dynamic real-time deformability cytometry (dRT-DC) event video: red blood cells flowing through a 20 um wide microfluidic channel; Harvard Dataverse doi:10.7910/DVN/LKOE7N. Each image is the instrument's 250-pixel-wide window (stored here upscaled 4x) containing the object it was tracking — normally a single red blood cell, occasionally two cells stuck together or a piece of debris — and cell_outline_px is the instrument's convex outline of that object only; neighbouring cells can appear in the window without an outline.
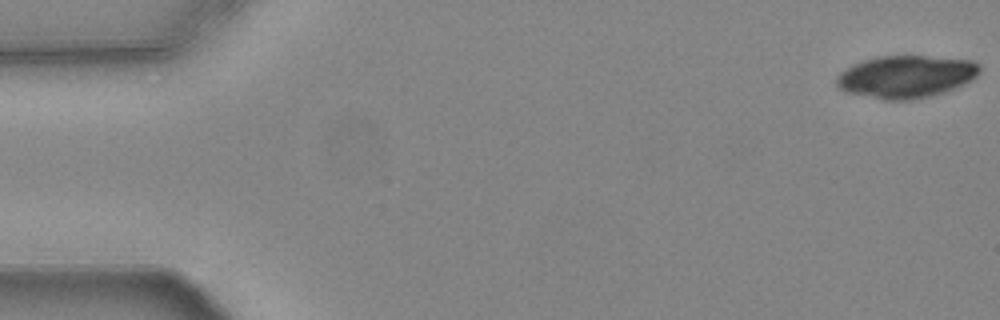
{"species": "common noctule bat (a hibernating species)", "species_latin": "Nyctalus noctula", "temperature_condition": "warm", "stored_images_in_passage": 17, "camera_frame_rate_fps": 3000, "um_per_image_px": 0.085, "animal": {"sex": "female", "body_mass_g": 24.6, "forearm_length_mm": 56.2}, "frame": {"image": 1, "passage_image": 1, "time_ms": 0.0, "image_size_px": [1000, 320], "cell_outline_px": [[980, 72], [976, 76], [964, 84], [944, 92], [928, 96], [908, 100], [884, 100], [844, 92], [836, 84], [836, 76], [840, 72], [864, 60], [876, 56], [924, 56], [972, 60], [980, 64]], "centroid_in_image_um": [77.0, 6.52], "position_along_channel_um": 8.0, "area_um2": 35.26}}